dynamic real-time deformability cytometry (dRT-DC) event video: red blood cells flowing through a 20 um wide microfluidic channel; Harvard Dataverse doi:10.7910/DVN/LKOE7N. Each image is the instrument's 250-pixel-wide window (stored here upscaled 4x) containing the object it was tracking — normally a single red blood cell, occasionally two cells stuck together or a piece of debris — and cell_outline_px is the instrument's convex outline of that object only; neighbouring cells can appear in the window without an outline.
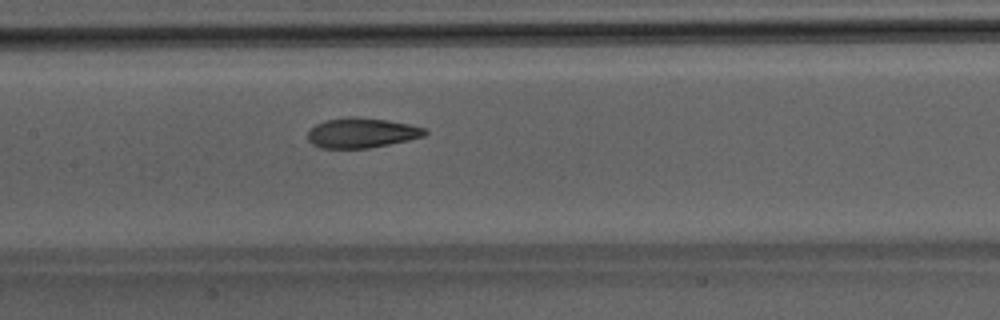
{"species": "Egyptian fruit bat (a non-hibernating species)", "species_latin": "Rousettus aegyptiacus", "temperature_condition": "room temperature", "stored_images_in_passage": 35, "camera_frame_rate_fps": 3000, "um_per_image_px": 0.085, "animal": {"sex": "male"}, "frame": {"image": 1, "passage_image": 10, "time_ms": 3.0, "image_size_px": [1000, 320], "cell_outline_px": [[428, 132], [424, 136], [408, 140], [368, 148], [320, 148], [312, 144], [308, 140], [308, 132], [316, 124], [324, 120], [348, 116], [356, 116], [388, 120], [408, 124], [424, 128]], "centroid_in_image_um": [30.71, 11.28], "position_along_channel_um": 176.7, "area_um2": 20.46}}
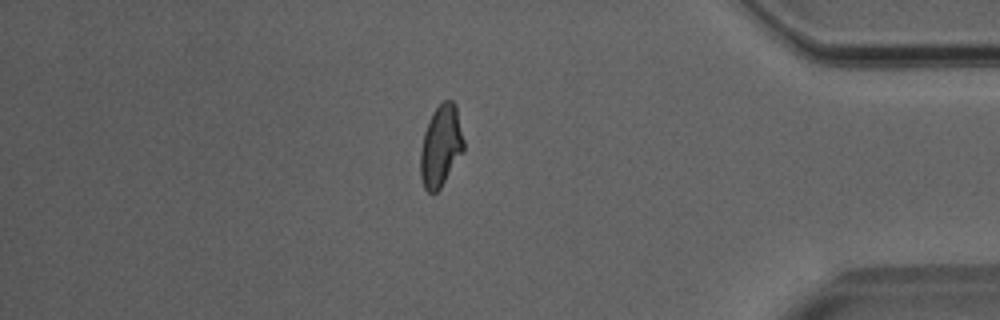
{"frame": {"image": 2, "passage_image": 28, "time_ms": 9.0, "image_size_px": [1000, 320], "cell_outline_px": [[464, 148], [440, 188], [436, 192], [428, 192], [424, 188], [420, 176], [420, 152], [424, 132], [428, 120], [432, 112], [444, 100], [452, 100], [456, 104], [464, 140]], "centroid_in_image_um": [37.45, 12.37], "position_along_channel_um": 397.7, "area_um2": 20.4}}
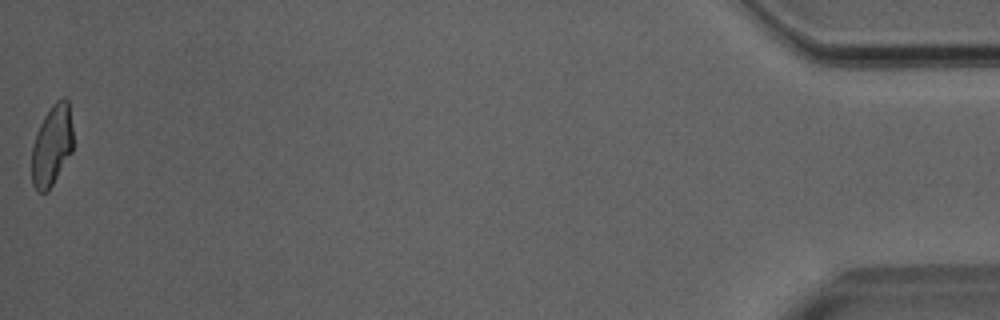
{"frame": {"image": 3, "passage_image": 35, "time_ms": 11.333, "image_size_px": [1000, 320], "cell_outline_px": [[72, 152], [48, 192], [36, 192], [32, 184], [32, 148], [36, 132], [44, 116], [52, 104], [56, 100], [64, 96], [68, 100], [72, 128]], "centroid_in_image_um": [4.4, 12.37], "position_along_channel_um": 430.8, "area_um2": 19.59}}